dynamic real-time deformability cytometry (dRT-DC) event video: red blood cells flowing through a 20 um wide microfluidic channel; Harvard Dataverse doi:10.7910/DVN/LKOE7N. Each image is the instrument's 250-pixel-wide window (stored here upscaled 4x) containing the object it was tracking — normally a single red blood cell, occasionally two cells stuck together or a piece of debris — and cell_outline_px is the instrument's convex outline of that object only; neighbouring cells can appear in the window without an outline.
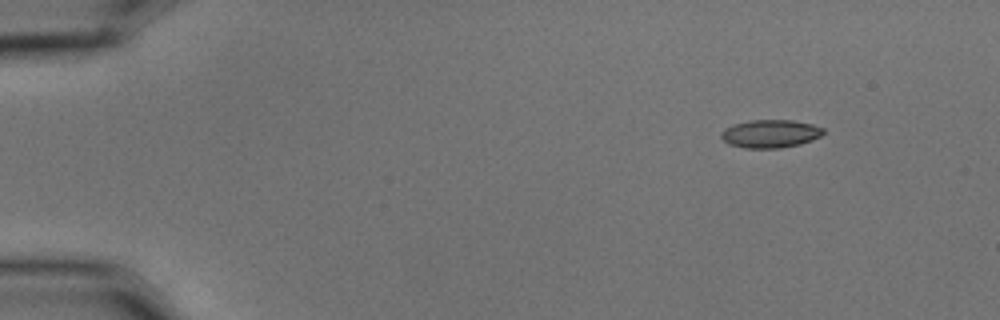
{"species": "common noctule bat (a hibernating species)", "species_latin": "Nyctalus noctula", "temperature_condition": "cold", "stored_images_in_passage": 6, "camera_frame_rate_fps": 3000, "um_per_image_px": 0.085, "animal": {"sex": "male", "body_mass_g": 15.6}, "frame": {"image": 1, "passage_image": 2, "time_ms": 0.333, "image_size_px": [1000, 320], "cell_outline_px": [[824, 132], [820, 136], [812, 140], [800, 144], [780, 148], [744, 148], [728, 144], [720, 136], [720, 132], [724, 128], [732, 124], [748, 120], [792, 120], [812, 124], [824, 128]], "centroid_in_image_um": [65.45, 11.36], "position_along_channel_um": 19.6, "area_um2": 16.88}}
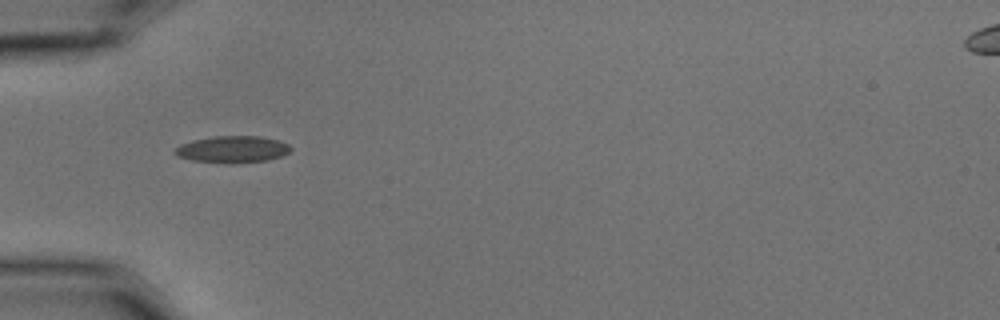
{"frame": {"image": 2, "passage_image": 5, "time_ms": 1.333, "image_size_px": [1000, 320], "cell_outline_px": [[292, 148], [288, 152], [280, 156], [268, 160], [192, 160], [180, 156], [172, 152], [180, 144], [192, 140], [212, 136], [260, 136], [276, 140], [288, 144]], "centroid_in_image_um": [19.75, 12.62], "position_along_channel_um": 65.2, "area_um2": 16.94}}